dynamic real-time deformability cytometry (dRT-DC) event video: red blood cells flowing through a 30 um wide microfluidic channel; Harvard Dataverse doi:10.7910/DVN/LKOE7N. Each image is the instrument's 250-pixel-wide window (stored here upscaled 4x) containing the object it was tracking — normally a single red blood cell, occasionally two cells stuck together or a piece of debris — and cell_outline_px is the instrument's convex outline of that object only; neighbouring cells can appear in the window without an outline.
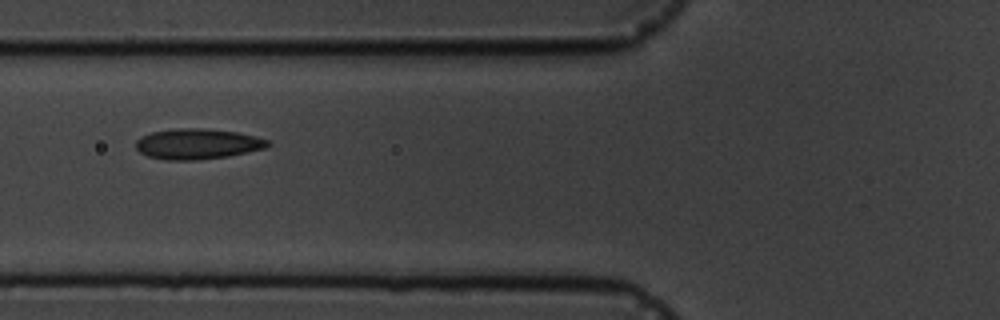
{"species": "common noctule bat (a hibernating species)", "species_latin": "Nyctalus noctula", "temperature_condition": "cold", "stored_images_in_passage": 10, "camera_frame_rate_fps": 3000, "um_per_image_px": 0.085, "animal": {"sex": "male", "body_mass_g": 19.5, "forearm_length_mm": 54.6}, "frame": {"image": 1, "passage_image": 6, "time_ms": 6.667, "image_size_px": [1000, 320], "cell_outline_px": [[272, 144], [268, 148], [228, 156], [196, 160], [168, 160], [148, 156], [140, 152], [136, 148], [136, 140], [140, 136], [152, 132], [180, 128], [204, 128], [236, 132], [256, 136], [268, 140]], "centroid_in_image_um": [16.81, 12.23], "position_along_channel_um": 109.0, "area_um2": 23.52}}
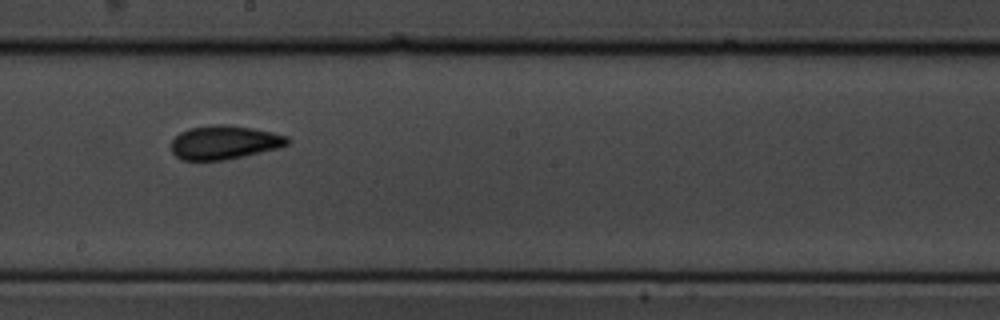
{"frame": {"image": 2, "passage_image": 9, "time_ms": 10.0, "image_size_px": [1000, 320], "cell_outline_px": [[292, 140], [288, 144], [276, 148], [244, 156], [224, 160], [184, 160], [176, 156], [172, 152], [172, 140], [180, 132], [188, 128], [212, 124], [228, 124], [252, 128], [272, 132], [288, 136]], "centroid_in_image_um": [19.07, 12.09], "position_along_channel_um": 229.1, "area_um2": 22.89}}
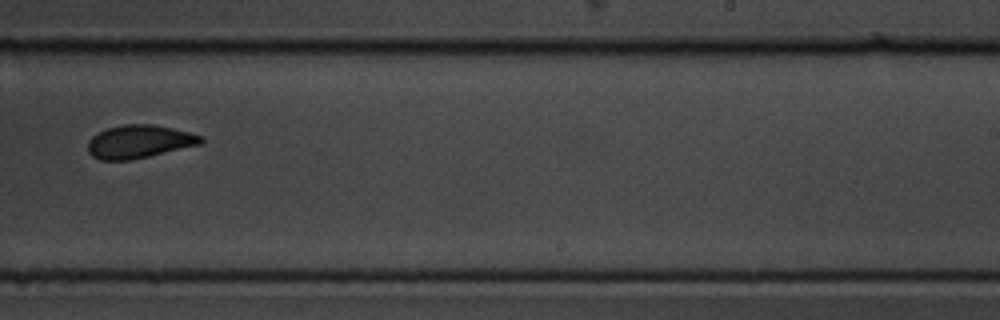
{"frame": {"image": 3, "passage_image": 10, "time_ms": 11.333, "image_size_px": [1000, 320], "cell_outline_px": [[204, 140], [200, 144], [148, 156], [128, 160], [100, 160], [92, 156], [88, 152], [88, 140], [92, 136], [108, 128], [124, 124], [152, 124], [172, 128], [204, 136]], "centroid_in_image_um": [11.82, 12.03], "position_along_channel_um": 277.2, "area_um2": 21.62}}